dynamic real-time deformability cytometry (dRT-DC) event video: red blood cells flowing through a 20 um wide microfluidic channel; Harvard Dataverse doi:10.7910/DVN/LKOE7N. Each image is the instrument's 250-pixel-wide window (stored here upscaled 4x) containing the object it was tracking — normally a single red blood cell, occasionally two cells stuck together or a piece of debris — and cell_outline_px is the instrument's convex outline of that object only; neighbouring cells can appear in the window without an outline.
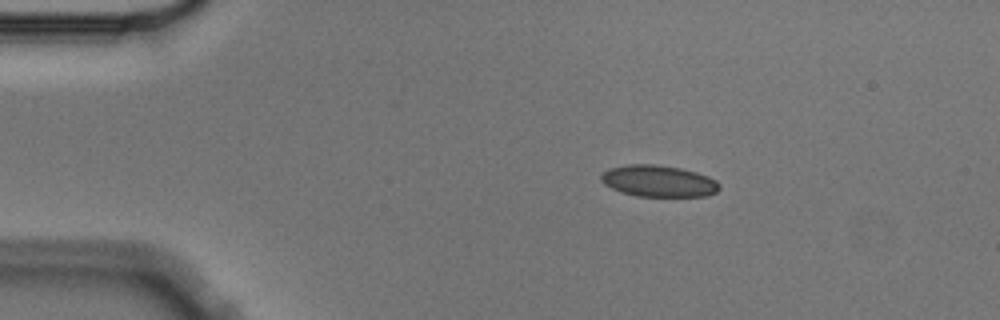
{"species": "Egyptian fruit bat (a non-hibernating species)", "species_latin": "Rousettus aegyptiacus", "temperature_condition": "cold", "stored_images_in_passage": 4, "camera_frame_rate_fps": 3000, "um_per_image_px": 0.085, "animal": {"sex": "male"}, "frame": {"image": 1, "passage_image": 2, "time_ms": 0.333, "image_size_px": [1000, 320], "cell_outline_px": [[720, 188], [716, 192], [704, 196], [636, 196], [620, 192], [604, 184], [600, 180], [600, 176], [608, 168], [624, 164], [656, 164], [680, 168], [696, 172], [708, 176], [716, 180], [720, 184]], "centroid_in_image_um": [55.95, 15.38], "position_along_channel_um": 29.0, "area_um2": 21.91}}
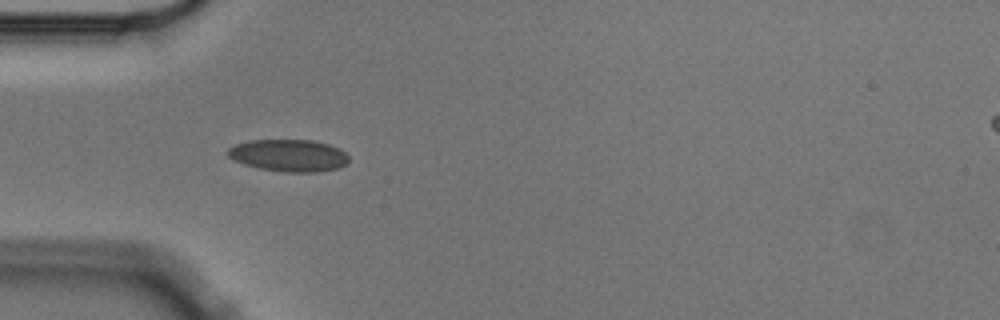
{"frame": {"image": 2, "passage_image": 3, "time_ms": 0.667, "image_size_px": [1000, 320], "cell_outline_px": [[348, 164], [336, 168], [320, 172], [284, 172], [260, 168], [244, 164], [232, 160], [228, 156], [228, 148], [236, 144], [248, 140], [312, 140], [328, 144], [340, 148], [348, 156]], "centroid_in_image_um": [24.55, 13.21], "position_along_channel_um": 60.5, "area_um2": 22.72}}
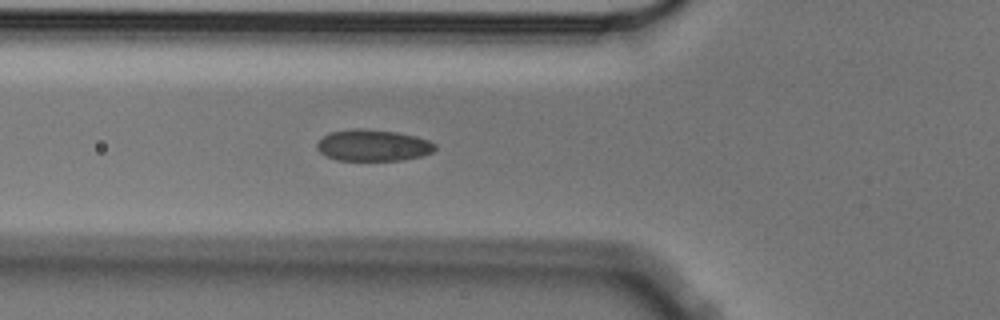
{"frame": {"image": 3, "passage_image": 4, "time_ms": 1.0, "image_size_px": [1000, 320], "cell_outline_px": [[436, 148], [432, 152], [420, 156], [400, 160], [336, 160], [324, 156], [316, 148], [316, 144], [324, 136], [332, 132], [352, 128], [364, 128], [396, 132], [416, 136], [428, 140], [436, 144]], "centroid_in_image_um": [31.69, 12.35], "position_along_channel_um": 94.1, "area_um2": 21.68}}